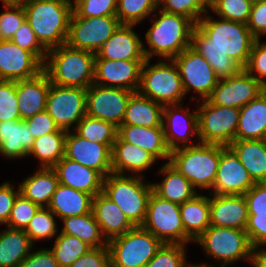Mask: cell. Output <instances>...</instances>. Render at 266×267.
Instances as JSON below:
<instances>
[{
    "mask_svg": "<svg viewBox=\"0 0 266 267\" xmlns=\"http://www.w3.org/2000/svg\"><path fill=\"white\" fill-rule=\"evenodd\" d=\"M212 18L201 17L192 31L190 47L208 61L219 79H225L246 67L256 39L246 24Z\"/></svg>",
    "mask_w": 266,
    "mask_h": 267,
    "instance_id": "1",
    "label": "cell"
},
{
    "mask_svg": "<svg viewBox=\"0 0 266 267\" xmlns=\"http://www.w3.org/2000/svg\"><path fill=\"white\" fill-rule=\"evenodd\" d=\"M22 5L26 20L47 50L67 42L73 11L71 0H25Z\"/></svg>",
    "mask_w": 266,
    "mask_h": 267,
    "instance_id": "2",
    "label": "cell"
},
{
    "mask_svg": "<svg viewBox=\"0 0 266 267\" xmlns=\"http://www.w3.org/2000/svg\"><path fill=\"white\" fill-rule=\"evenodd\" d=\"M46 59L43 71L52 84L88 89L94 83L95 53L65 43L49 49Z\"/></svg>",
    "mask_w": 266,
    "mask_h": 267,
    "instance_id": "3",
    "label": "cell"
},
{
    "mask_svg": "<svg viewBox=\"0 0 266 267\" xmlns=\"http://www.w3.org/2000/svg\"><path fill=\"white\" fill-rule=\"evenodd\" d=\"M159 11L160 17L146 32L149 50L143 44V51L146 59L156 54L168 61L191 46V34L196 25L185 16L167 13L160 8Z\"/></svg>",
    "mask_w": 266,
    "mask_h": 267,
    "instance_id": "4",
    "label": "cell"
},
{
    "mask_svg": "<svg viewBox=\"0 0 266 267\" xmlns=\"http://www.w3.org/2000/svg\"><path fill=\"white\" fill-rule=\"evenodd\" d=\"M219 161V144L200 143L172 150L168 162L195 188L212 189Z\"/></svg>",
    "mask_w": 266,
    "mask_h": 267,
    "instance_id": "5",
    "label": "cell"
},
{
    "mask_svg": "<svg viewBox=\"0 0 266 267\" xmlns=\"http://www.w3.org/2000/svg\"><path fill=\"white\" fill-rule=\"evenodd\" d=\"M152 184H145L142 176L110 173L103 180V193L123 211L134 226L145 220Z\"/></svg>",
    "mask_w": 266,
    "mask_h": 267,
    "instance_id": "6",
    "label": "cell"
},
{
    "mask_svg": "<svg viewBox=\"0 0 266 267\" xmlns=\"http://www.w3.org/2000/svg\"><path fill=\"white\" fill-rule=\"evenodd\" d=\"M149 62L150 59H146L143 63L137 92L163 106L181 103L185 93L173 59H170L169 63L164 59V62L160 61L154 65H149Z\"/></svg>",
    "mask_w": 266,
    "mask_h": 267,
    "instance_id": "7",
    "label": "cell"
},
{
    "mask_svg": "<svg viewBox=\"0 0 266 267\" xmlns=\"http://www.w3.org/2000/svg\"><path fill=\"white\" fill-rule=\"evenodd\" d=\"M162 242L141 226L108 241L111 267H144Z\"/></svg>",
    "mask_w": 266,
    "mask_h": 267,
    "instance_id": "8",
    "label": "cell"
},
{
    "mask_svg": "<svg viewBox=\"0 0 266 267\" xmlns=\"http://www.w3.org/2000/svg\"><path fill=\"white\" fill-rule=\"evenodd\" d=\"M141 227L162 243L185 245L192 241L185 234L180 205L161 198L154 191L150 195L146 217Z\"/></svg>",
    "mask_w": 266,
    "mask_h": 267,
    "instance_id": "9",
    "label": "cell"
},
{
    "mask_svg": "<svg viewBox=\"0 0 266 267\" xmlns=\"http://www.w3.org/2000/svg\"><path fill=\"white\" fill-rule=\"evenodd\" d=\"M198 111V135L200 143L229 146L236 140L240 109L224 107L202 100Z\"/></svg>",
    "mask_w": 266,
    "mask_h": 267,
    "instance_id": "10",
    "label": "cell"
},
{
    "mask_svg": "<svg viewBox=\"0 0 266 267\" xmlns=\"http://www.w3.org/2000/svg\"><path fill=\"white\" fill-rule=\"evenodd\" d=\"M195 242L207 255L222 262L221 267L241 258L251 260L252 245L245 230L210 225Z\"/></svg>",
    "mask_w": 266,
    "mask_h": 267,
    "instance_id": "11",
    "label": "cell"
},
{
    "mask_svg": "<svg viewBox=\"0 0 266 267\" xmlns=\"http://www.w3.org/2000/svg\"><path fill=\"white\" fill-rule=\"evenodd\" d=\"M120 25L117 16L86 18L72 11L66 44L72 48L96 54Z\"/></svg>",
    "mask_w": 266,
    "mask_h": 267,
    "instance_id": "12",
    "label": "cell"
},
{
    "mask_svg": "<svg viewBox=\"0 0 266 267\" xmlns=\"http://www.w3.org/2000/svg\"><path fill=\"white\" fill-rule=\"evenodd\" d=\"M86 88L58 86L51 83L46 111L59 129L69 131L86 115Z\"/></svg>",
    "mask_w": 266,
    "mask_h": 267,
    "instance_id": "13",
    "label": "cell"
},
{
    "mask_svg": "<svg viewBox=\"0 0 266 267\" xmlns=\"http://www.w3.org/2000/svg\"><path fill=\"white\" fill-rule=\"evenodd\" d=\"M173 61L178 67L185 95L192 88L201 100L207 99L220 80L208 61L191 47L184 49Z\"/></svg>",
    "mask_w": 266,
    "mask_h": 267,
    "instance_id": "14",
    "label": "cell"
},
{
    "mask_svg": "<svg viewBox=\"0 0 266 267\" xmlns=\"http://www.w3.org/2000/svg\"><path fill=\"white\" fill-rule=\"evenodd\" d=\"M134 92L92 84L86 94V115L120 127L129 98Z\"/></svg>",
    "mask_w": 266,
    "mask_h": 267,
    "instance_id": "15",
    "label": "cell"
},
{
    "mask_svg": "<svg viewBox=\"0 0 266 267\" xmlns=\"http://www.w3.org/2000/svg\"><path fill=\"white\" fill-rule=\"evenodd\" d=\"M264 91V86L245 69L220 79L207 100L215 105L242 108Z\"/></svg>",
    "mask_w": 266,
    "mask_h": 267,
    "instance_id": "16",
    "label": "cell"
},
{
    "mask_svg": "<svg viewBox=\"0 0 266 267\" xmlns=\"http://www.w3.org/2000/svg\"><path fill=\"white\" fill-rule=\"evenodd\" d=\"M145 60L95 59L94 84L137 92Z\"/></svg>",
    "mask_w": 266,
    "mask_h": 267,
    "instance_id": "17",
    "label": "cell"
},
{
    "mask_svg": "<svg viewBox=\"0 0 266 267\" xmlns=\"http://www.w3.org/2000/svg\"><path fill=\"white\" fill-rule=\"evenodd\" d=\"M255 182L238 157L228 147L220 145V161L213 183V194L244 195Z\"/></svg>",
    "mask_w": 266,
    "mask_h": 267,
    "instance_id": "18",
    "label": "cell"
},
{
    "mask_svg": "<svg viewBox=\"0 0 266 267\" xmlns=\"http://www.w3.org/2000/svg\"><path fill=\"white\" fill-rule=\"evenodd\" d=\"M43 63L11 40H0V80H28L43 71Z\"/></svg>",
    "mask_w": 266,
    "mask_h": 267,
    "instance_id": "19",
    "label": "cell"
},
{
    "mask_svg": "<svg viewBox=\"0 0 266 267\" xmlns=\"http://www.w3.org/2000/svg\"><path fill=\"white\" fill-rule=\"evenodd\" d=\"M112 146L91 142L76 133L67 131L65 157L98 171L105 178L112 173Z\"/></svg>",
    "mask_w": 266,
    "mask_h": 267,
    "instance_id": "20",
    "label": "cell"
},
{
    "mask_svg": "<svg viewBox=\"0 0 266 267\" xmlns=\"http://www.w3.org/2000/svg\"><path fill=\"white\" fill-rule=\"evenodd\" d=\"M178 109L180 112H178ZM184 111L185 110L181 108L179 104L165 105L163 107L162 118H164L165 121L162 119V127L164 131L165 142L170 151L179 147L196 145L192 143L191 138L189 139V136L191 137L194 135V133L195 135H198V111H194L193 113ZM165 122L167 126H165ZM180 142H183L181 143L183 144L182 146H180ZM189 142L191 143L186 144Z\"/></svg>",
    "mask_w": 266,
    "mask_h": 267,
    "instance_id": "21",
    "label": "cell"
},
{
    "mask_svg": "<svg viewBox=\"0 0 266 267\" xmlns=\"http://www.w3.org/2000/svg\"><path fill=\"white\" fill-rule=\"evenodd\" d=\"M248 205L244 195L213 194L210 199V225L245 230Z\"/></svg>",
    "mask_w": 266,
    "mask_h": 267,
    "instance_id": "22",
    "label": "cell"
},
{
    "mask_svg": "<svg viewBox=\"0 0 266 267\" xmlns=\"http://www.w3.org/2000/svg\"><path fill=\"white\" fill-rule=\"evenodd\" d=\"M134 25L121 24L96 52L95 59L146 60L143 43L132 30Z\"/></svg>",
    "mask_w": 266,
    "mask_h": 267,
    "instance_id": "23",
    "label": "cell"
},
{
    "mask_svg": "<svg viewBox=\"0 0 266 267\" xmlns=\"http://www.w3.org/2000/svg\"><path fill=\"white\" fill-rule=\"evenodd\" d=\"M53 168L61 185L86 192L93 197L103 192L104 177L94 169L85 167L65 156Z\"/></svg>",
    "mask_w": 266,
    "mask_h": 267,
    "instance_id": "24",
    "label": "cell"
},
{
    "mask_svg": "<svg viewBox=\"0 0 266 267\" xmlns=\"http://www.w3.org/2000/svg\"><path fill=\"white\" fill-rule=\"evenodd\" d=\"M50 86V79L44 71L34 78L16 81L20 119L26 120L45 111Z\"/></svg>",
    "mask_w": 266,
    "mask_h": 267,
    "instance_id": "25",
    "label": "cell"
},
{
    "mask_svg": "<svg viewBox=\"0 0 266 267\" xmlns=\"http://www.w3.org/2000/svg\"><path fill=\"white\" fill-rule=\"evenodd\" d=\"M92 213L107 241L135 227L119 206L103 192L93 197Z\"/></svg>",
    "mask_w": 266,
    "mask_h": 267,
    "instance_id": "26",
    "label": "cell"
},
{
    "mask_svg": "<svg viewBox=\"0 0 266 267\" xmlns=\"http://www.w3.org/2000/svg\"><path fill=\"white\" fill-rule=\"evenodd\" d=\"M236 140H266V91L240 108Z\"/></svg>",
    "mask_w": 266,
    "mask_h": 267,
    "instance_id": "27",
    "label": "cell"
},
{
    "mask_svg": "<svg viewBox=\"0 0 266 267\" xmlns=\"http://www.w3.org/2000/svg\"><path fill=\"white\" fill-rule=\"evenodd\" d=\"M118 136L123 141L148 151L156 159L170 160L171 151L166 145L163 127L121 125L118 128Z\"/></svg>",
    "mask_w": 266,
    "mask_h": 267,
    "instance_id": "28",
    "label": "cell"
},
{
    "mask_svg": "<svg viewBox=\"0 0 266 267\" xmlns=\"http://www.w3.org/2000/svg\"><path fill=\"white\" fill-rule=\"evenodd\" d=\"M155 161L156 158L148 151L123 141L119 136L112 146V173L124 175V172L130 170L137 176V172L152 167Z\"/></svg>",
    "mask_w": 266,
    "mask_h": 267,
    "instance_id": "29",
    "label": "cell"
},
{
    "mask_svg": "<svg viewBox=\"0 0 266 267\" xmlns=\"http://www.w3.org/2000/svg\"><path fill=\"white\" fill-rule=\"evenodd\" d=\"M34 138L22 119L0 122V153L9 158L29 155Z\"/></svg>",
    "mask_w": 266,
    "mask_h": 267,
    "instance_id": "30",
    "label": "cell"
},
{
    "mask_svg": "<svg viewBox=\"0 0 266 267\" xmlns=\"http://www.w3.org/2000/svg\"><path fill=\"white\" fill-rule=\"evenodd\" d=\"M228 147L255 183L266 182V140H234Z\"/></svg>",
    "mask_w": 266,
    "mask_h": 267,
    "instance_id": "31",
    "label": "cell"
},
{
    "mask_svg": "<svg viewBox=\"0 0 266 267\" xmlns=\"http://www.w3.org/2000/svg\"><path fill=\"white\" fill-rule=\"evenodd\" d=\"M93 196L58 184L48 208L60 219L92 212Z\"/></svg>",
    "mask_w": 266,
    "mask_h": 267,
    "instance_id": "32",
    "label": "cell"
},
{
    "mask_svg": "<svg viewBox=\"0 0 266 267\" xmlns=\"http://www.w3.org/2000/svg\"><path fill=\"white\" fill-rule=\"evenodd\" d=\"M163 105L135 92L129 98L121 125L162 127Z\"/></svg>",
    "mask_w": 266,
    "mask_h": 267,
    "instance_id": "33",
    "label": "cell"
},
{
    "mask_svg": "<svg viewBox=\"0 0 266 267\" xmlns=\"http://www.w3.org/2000/svg\"><path fill=\"white\" fill-rule=\"evenodd\" d=\"M59 184L54 168H39L19 184L20 193L40 207H48Z\"/></svg>",
    "mask_w": 266,
    "mask_h": 267,
    "instance_id": "34",
    "label": "cell"
},
{
    "mask_svg": "<svg viewBox=\"0 0 266 267\" xmlns=\"http://www.w3.org/2000/svg\"><path fill=\"white\" fill-rule=\"evenodd\" d=\"M159 172L166 176L163 182L152 183V186L153 191L161 198L181 205L197 195L195 187L169 162Z\"/></svg>",
    "mask_w": 266,
    "mask_h": 267,
    "instance_id": "35",
    "label": "cell"
},
{
    "mask_svg": "<svg viewBox=\"0 0 266 267\" xmlns=\"http://www.w3.org/2000/svg\"><path fill=\"white\" fill-rule=\"evenodd\" d=\"M185 234L195 241L210 226V198L196 195L180 205Z\"/></svg>",
    "mask_w": 266,
    "mask_h": 267,
    "instance_id": "36",
    "label": "cell"
},
{
    "mask_svg": "<svg viewBox=\"0 0 266 267\" xmlns=\"http://www.w3.org/2000/svg\"><path fill=\"white\" fill-rule=\"evenodd\" d=\"M33 245L23 229L7 227L0 233V267H19Z\"/></svg>",
    "mask_w": 266,
    "mask_h": 267,
    "instance_id": "37",
    "label": "cell"
},
{
    "mask_svg": "<svg viewBox=\"0 0 266 267\" xmlns=\"http://www.w3.org/2000/svg\"><path fill=\"white\" fill-rule=\"evenodd\" d=\"M64 226L61 233L78 237L91 248L108 246V241L103 238L100 225L95 220L92 212L62 219Z\"/></svg>",
    "mask_w": 266,
    "mask_h": 267,
    "instance_id": "38",
    "label": "cell"
},
{
    "mask_svg": "<svg viewBox=\"0 0 266 267\" xmlns=\"http://www.w3.org/2000/svg\"><path fill=\"white\" fill-rule=\"evenodd\" d=\"M66 135L67 131L60 129L36 138L28 154L40 160L41 168H53L65 156Z\"/></svg>",
    "mask_w": 266,
    "mask_h": 267,
    "instance_id": "39",
    "label": "cell"
},
{
    "mask_svg": "<svg viewBox=\"0 0 266 267\" xmlns=\"http://www.w3.org/2000/svg\"><path fill=\"white\" fill-rule=\"evenodd\" d=\"M80 137L91 142L113 145L118 136V127L110 122L85 115L74 129Z\"/></svg>",
    "mask_w": 266,
    "mask_h": 267,
    "instance_id": "40",
    "label": "cell"
},
{
    "mask_svg": "<svg viewBox=\"0 0 266 267\" xmlns=\"http://www.w3.org/2000/svg\"><path fill=\"white\" fill-rule=\"evenodd\" d=\"M91 247L78 237L60 233L50 249L59 267H69Z\"/></svg>",
    "mask_w": 266,
    "mask_h": 267,
    "instance_id": "41",
    "label": "cell"
},
{
    "mask_svg": "<svg viewBox=\"0 0 266 267\" xmlns=\"http://www.w3.org/2000/svg\"><path fill=\"white\" fill-rule=\"evenodd\" d=\"M157 9V0H117L116 16L121 24L136 25Z\"/></svg>",
    "mask_w": 266,
    "mask_h": 267,
    "instance_id": "42",
    "label": "cell"
},
{
    "mask_svg": "<svg viewBox=\"0 0 266 267\" xmlns=\"http://www.w3.org/2000/svg\"><path fill=\"white\" fill-rule=\"evenodd\" d=\"M158 7L162 4L164 12L182 15L189 18L195 25L211 7V0H157ZM203 13V14H202Z\"/></svg>",
    "mask_w": 266,
    "mask_h": 267,
    "instance_id": "43",
    "label": "cell"
},
{
    "mask_svg": "<svg viewBox=\"0 0 266 267\" xmlns=\"http://www.w3.org/2000/svg\"><path fill=\"white\" fill-rule=\"evenodd\" d=\"M253 0H211L210 9L221 19L247 24Z\"/></svg>",
    "mask_w": 266,
    "mask_h": 267,
    "instance_id": "44",
    "label": "cell"
},
{
    "mask_svg": "<svg viewBox=\"0 0 266 267\" xmlns=\"http://www.w3.org/2000/svg\"><path fill=\"white\" fill-rule=\"evenodd\" d=\"M56 216L48 207H41L24 229L32 243L35 240L50 239L58 231L55 223Z\"/></svg>",
    "mask_w": 266,
    "mask_h": 267,
    "instance_id": "45",
    "label": "cell"
},
{
    "mask_svg": "<svg viewBox=\"0 0 266 267\" xmlns=\"http://www.w3.org/2000/svg\"><path fill=\"white\" fill-rule=\"evenodd\" d=\"M185 253L182 244L163 243L144 267H187Z\"/></svg>",
    "mask_w": 266,
    "mask_h": 267,
    "instance_id": "46",
    "label": "cell"
},
{
    "mask_svg": "<svg viewBox=\"0 0 266 267\" xmlns=\"http://www.w3.org/2000/svg\"><path fill=\"white\" fill-rule=\"evenodd\" d=\"M7 11L0 14V40H11L26 20L22 3H4Z\"/></svg>",
    "mask_w": 266,
    "mask_h": 267,
    "instance_id": "47",
    "label": "cell"
},
{
    "mask_svg": "<svg viewBox=\"0 0 266 267\" xmlns=\"http://www.w3.org/2000/svg\"><path fill=\"white\" fill-rule=\"evenodd\" d=\"M19 119L16 81L0 80V122Z\"/></svg>",
    "mask_w": 266,
    "mask_h": 267,
    "instance_id": "48",
    "label": "cell"
},
{
    "mask_svg": "<svg viewBox=\"0 0 266 267\" xmlns=\"http://www.w3.org/2000/svg\"><path fill=\"white\" fill-rule=\"evenodd\" d=\"M41 207L34 204L31 200L24 197L21 193L15 199L11 214L6 223L12 229H25L31 221L34 214Z\"/></svg>",
    "mask_w": 266,
    "mask_h": 267,
    "instance_id": "49",
    "label": "cell"
},
{
    "mask_svg": "<svg viewBox=\"0 0 266 267\" xmlns=\"http://www.w3.org/2000/svg\"><path fill=\"white\" fill-rule=\"evenodd\" d=\"M11 41L20 48L33 53L43 64L45 63L48 50L39 42L27 20L15 32Z\"/></svg>",
    "mask_w": 266,
    "mask_h": 267,
    "instance_id": "50",
    "label": "cell"
},
{
    "mask_svg": "<svg viewBox=\"0 0 266 267\" xmlns=\"http://www.w3.org/2000/svg\"><path fill=\"white\" fill-rule=\"evenodd\" d=\"M73 11L80 17L116 16L117 0H77Z\"/></svg>",
    "mask_w": 266,
    "mask_h": 267,
    "instance_id": "51",
    "label": "cell"
},
{
    "mask_svg": "<svg viewBox=\"0 0 266 267\" xmlns=\"http://www.w3.org/2000/svg\"><path fill=\"white\" fill-rule=\"evenodd\" d=\"M244 69L263 86L266 84V42L261 43L260 39L253 42L249 61Z\"/></svg>",
    "mask_w": 266,
    "mask_h": 267,
    "instance_id": "52",
    "label": "cell"
},
{
    "mask_svg": "<svg viewBox=\"0 0 266 267\" xmlns=\"http://www.w3.org/2000/svg\"><path fill=\"white\" fill-rule=\"evenodd\" d=\"M245 231L252 247L266 246V213H248Z\"/></svg>",
    "mask_w": 266,
    "mask_h": 267,
    "instance_id": "53",
    "label": "cell"
},
{
    "mask_svg": "<svg viewBox=\"0 0 266 267\" xmlns=\"http://www.w3.org/2000/svg\"><path fill=\"white\" fill-rule=\"evenodd\" d=\"M247 27L256 39L266 35V0H255L252 5Z\"/></svg>",
    "mask_w": 266,
    "mask_h": 267,
    "instance_id": "54",
    "label": "cell"
},
{
    "mask_svg": "<svg viewBox=\"0 0 266 267\" xmlns=\"http://www.w3.org/2000/svg\"><path fill=\"white\" fill-rule=\"evenodd\" d=\"M69 267H111L109 247L91 248Z\"/></svg>",
    "mask_w": 266,
    "mask_h": 267,
    "instance_id": "55",
    "label": "cell"
},
{
    "mask_svg": "<svg viewBox=\"0 0 266 267\" xmlns=\"http://www.w3.org/2000/svg\"><path fill=\"white\" fill-rule=\"evenodd\" d=\"M24 121L26 122L28 129L31 131V135L34 139L60 130L54 119L46 110L37 113L33 117H30Z\"/></svg>",
    "mask_w": 266,
    "mask_h": 267,
    "instance_id": "56",
    "label": "cell"
},
{
    "mask_svg": "<svg viewBox=\"0 0 266 267\" xmlns=\"http://www.w3.org/2000/svg\"><path fill=\"white\" fill-rule=\"evenodd\" d=\"M244 196L248 205V213H266V182L255 183Z\"/></svg>",
    "mask_w": 266,
    "mask_h": 267,
    "instance_id": "57",
    "label": "cell"
},
{
    "mask_svg": "<svg viewBox=\"0 0 266 267\" xmlns=\"http://www.w3.org/2000/svg\"><path fill=\"white\" fill-rule=\"evenodd\" d=\"M19 193V187L17 191L13 190V186L9 182L3 183L0 186V224L6 225L8 222L11 209Z\"/></svg>",
    "mask_w": 266,
    "mask_h": 267,
    "instance_id": "58",
    "label": "cell"
},
{
    "mask_svg": "<svg viewBox=\"0 0 266 267\" xmlns=\"http://www.w3.org/2000/svg\"><path fill=\"white\" fill-rule=\"evenodd\" d=\"M19 267H59L50 249H40L30 253Z\"/></svg>",
    "mask_w": 266,
    "mask_h": 267,
    "instance_id": "59",
    "label": "cell"
},
{
    "mask_svg": "<svg viewBox=\"0 0 266 267\" xmlns=\"http://www.w3.org/2000/svg\"><path fill=\"white\" fill-rule=\"evenodd\" d=\"M261 245L252 247L250 262L254 267H266V250Z\"/></svg>",
    "mask_w": 266,
    "mask_h": 267,
    "instance_id": "60",
    "label": "cell"
},
{
    "mask_svg": "<svg viewBox=\"0 0 266 267\" xmlns=\"http://www.w3.org/2000/svg\"><path fill=\"white\" fill-rule=\"evenodd\" d=\"M3 3H22L25 0H2Z\"/></svg>",
    "mask_w": 266,
    "mask_h": 267,
    "instance_id": "61",
    "label": "cell"
},
{
    "mask_svg": "<svg viewBox=\"0 0 266 267\" xmlns=\"http://www.w3.org/2000/svg\"><path fill=\"white\" fill-rule=\"evenodd\" d=\"M187 267H210V266H209V265H206V264H203V265H195V264H194V265H193V264L191 265V264H190V265L187 266ZM211 267H212V266H211Z\"/></svg>",
    "mask_w": 266,
    "mask_h": 267,
    "instance_id": "62",
    "label": "cell"
}]
</instances>
